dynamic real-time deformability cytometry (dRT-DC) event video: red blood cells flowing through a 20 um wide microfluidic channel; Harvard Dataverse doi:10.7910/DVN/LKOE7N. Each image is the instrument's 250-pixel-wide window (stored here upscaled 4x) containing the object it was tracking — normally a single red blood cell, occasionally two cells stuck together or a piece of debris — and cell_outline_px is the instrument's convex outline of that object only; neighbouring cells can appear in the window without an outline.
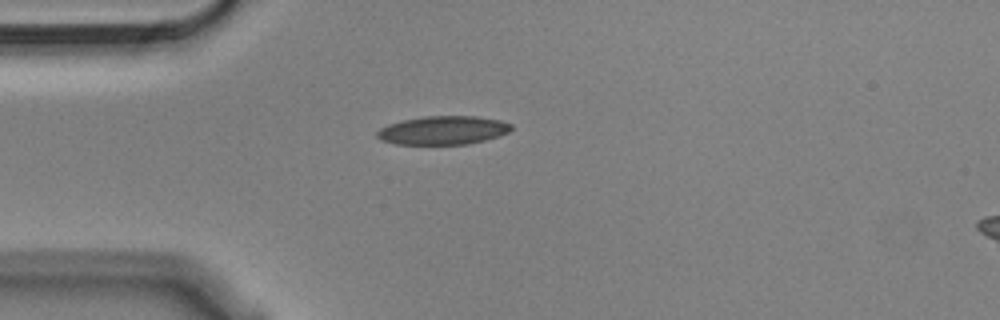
{"species": "Egyptian fruit bat (a non-hibernating species)", "species_latin": "Rousettus aegyptiacus", "temperature_condition": "cold", "stored_images_in_passage": 34, "camera_frame_rate_fps": 3000, "um_per_image_px": 0.085, "animal": {"sex": "male"}, "frame": {"image": 1, "passage_image": 1, "time_ms": 0.0, "image_size_px": [1000, 320], "cell_outline_px": [[512, 128], [508, 132], [484, 140], [468, 144], [396, 144], [380, 140], [376, 136], [376, 132], [380, 128], [388, 124], [404, 120], [424, 116], [476, 116], [500, 120], [512, 124]], "centroid_in_image_um": [37.63, 11.07], "position_along_channel_um": 47.4, "area_um2": 22.25}}
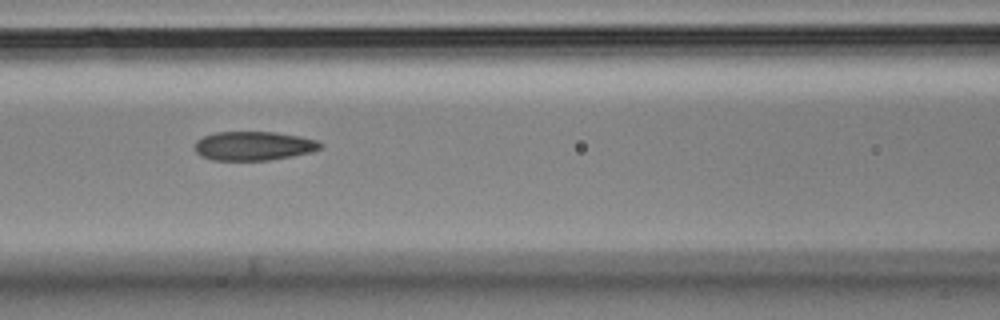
{"frame": {"image": 2, "passage_image": 10, "time_ms": 3.0, "image_size_px": [1000, 320], "cell_outline_px": [[320, 148], [308, 152], [268, 160], [212, 160], [200, 156], [196, 152], [196, 140], [204, 136], [216, 132], [276, 132], [300, 136], [316, 140], [320, 144]], "centroid_in_image_um": [21.49, 12.39], "position_along_channel_um": 145.1, "area_um2": 20.87}}
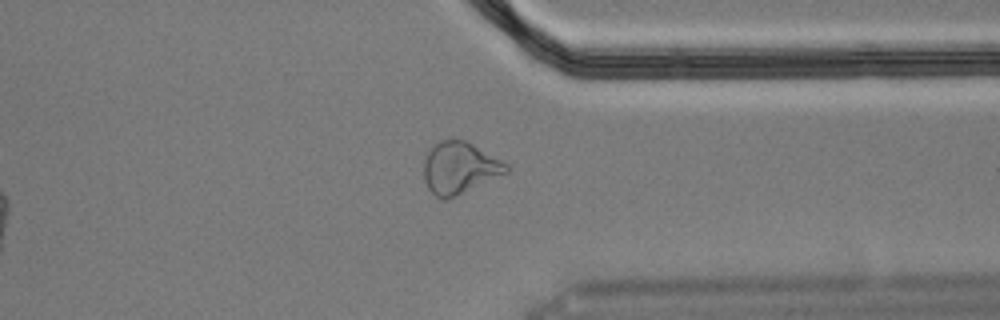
{"frame": {"image": 3, "passage_image": 29, "time_ms": 9.333, "image_size_px": [1000, 320], "cell_outline_px": [[512, 168], [508, 172], [456, 196], [444, 200], [440, 200], [428, 188], [424, 180], [424, 160], [428, 152], [440, 140], [464, 140], [504, 160]], "centroid_in_image_um": [39.09, 14.28], "position_along_channel_um": 372.3, "area_um2": 24.85}, "authors_computed_cell_mechanics": {"area_um2": 22.0218, "velocity_mm_per_s": 3.6371, "shape_relaxation_time_tau1_ms": null, "shape_relaxation_time_tau2_ms": 2.3876, "deformation_change_tau1": null, "deformation_change_tau2": 0.0879}}